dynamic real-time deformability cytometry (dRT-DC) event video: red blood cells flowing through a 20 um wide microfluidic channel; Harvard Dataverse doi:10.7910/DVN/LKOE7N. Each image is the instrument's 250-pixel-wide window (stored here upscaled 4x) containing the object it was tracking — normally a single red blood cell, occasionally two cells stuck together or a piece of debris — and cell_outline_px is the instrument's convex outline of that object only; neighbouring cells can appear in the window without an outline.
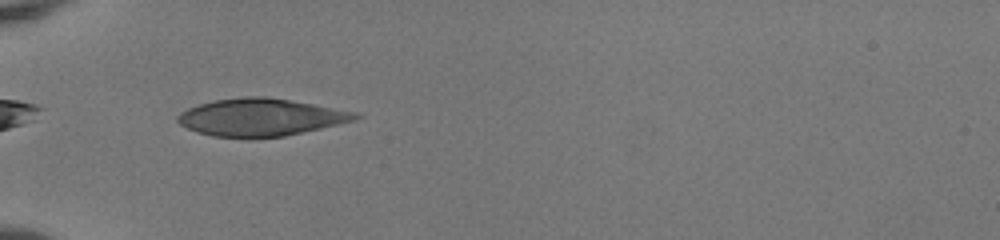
{"species": "human", "species_latin": "Homo sapiens", "temperature_condition": "room temperature", "stored_images_in_passage": 37, "camera_frame_rate_fps": 3000, "um_per_image_px": 0.085, "donor": {"sex": "female"}, "frame": {"image": 1, "passage_image": 4, "time_ms": 1.0, "image_size_px": [1000, 240], "cell_outline_px": [[364, 116], [356, 120], [284, 136], [212, 136], [196, 132], [180, 124], [176, 120], [176, 116], [180, 112], [188, 108], [200, 104], [216, 100], [244, 96], [264, 96], [312, 104], [356, 112]], "centroid_in_image_um": [22.15, 9.95], "position_along_channel_um": 62.9, "area_um2": 38.03}}
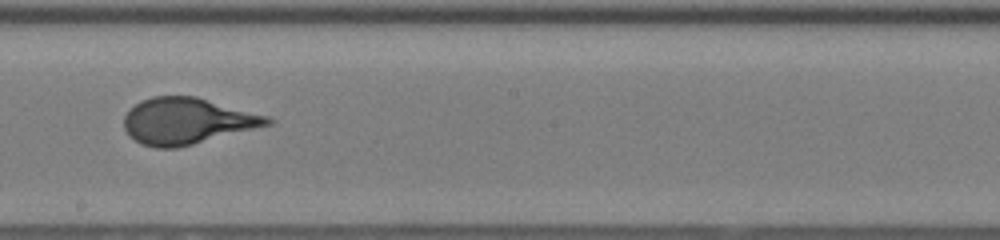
{"frame": {"image": 2, "passage_image": 17, "time_ms": 5.333, "image_size_px": [1000, 240], "cell_outline_px": [[276, 120], [272, 124], [176, 148], [156, 148], [140, 144], [128, 136], [124, 128], [124, 116], [140, 100], [152, 96], [196, 96], [268, 116]], "centroid_in_image_um": [15.88, 10.29], "position_along_channel_um": 232.3, "area_um2": 38.61}}
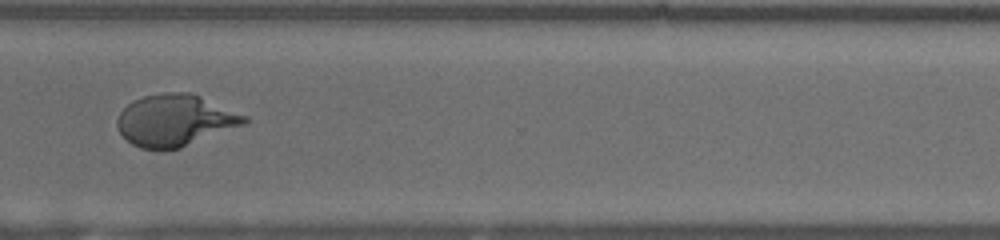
{"frame": {"image": 3, "passage_image": 26, "time_ms": 8.333, "image_size_px": [1000, 240], "cell_outline_px": [[248, 124], [180, 148], [164, 152], [140, 148], [132, 144], [120, 132], [116, 124], [116, 120], [120, 112], [128, 104], [144, 96], [164, 92], [188, 92], [200, 96], [248, 116]], "centroid_in_image_um": [14.9, 10.26], "position_along_channel_um": 355.7, "area_um2": 38.67}, "authors_computed_cell_mechanics": {"area_um2": 38.8416, "velocity_mm_per_s": 4.1214, "shape_relaxation_time_tau1_ms": 5.8018, "shape_relaxation_time_tau2_ms": null, "deformation_change_tau1": 0.2538, "deformation_change_tau2": null}}